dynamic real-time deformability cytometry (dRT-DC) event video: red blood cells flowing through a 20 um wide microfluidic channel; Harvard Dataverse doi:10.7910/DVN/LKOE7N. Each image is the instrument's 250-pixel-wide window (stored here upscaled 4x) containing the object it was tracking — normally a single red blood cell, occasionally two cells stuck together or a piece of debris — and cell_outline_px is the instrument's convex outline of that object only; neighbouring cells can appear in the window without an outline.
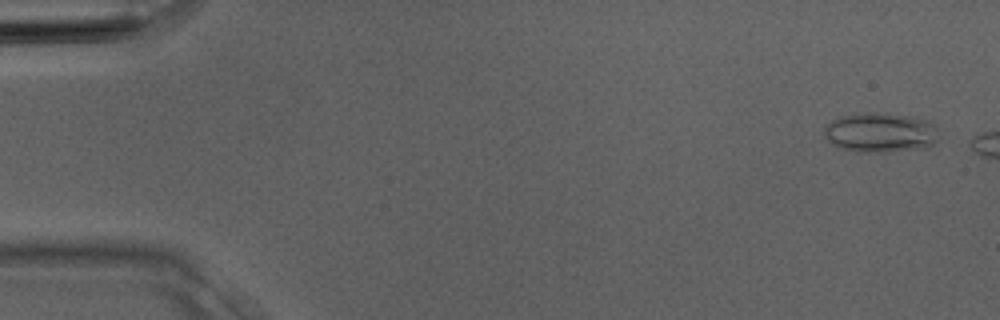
{"species": "Egyptian fruit bat (a non-hibernating species)", "species_latin": "Rousettus aegyptiacus", "temperature_condition": "room temperature", "stored_images_in_passage": 3, "camera_frame_rate_fps": 3000, "um_per_image_px": 0.085, "animal": {"sex": "male"}, "frame": {"image": 1, "passage_image": 1, "time_ms": 0.0, "image_size_px": [1000, 320], "cell_outline_px": [[936, 140], [928, 148], [888, 152], [860, 152], [844, 148], [832, 144], [824, 136], [824, 128], [832, 120], [840, 116], [876, 112], [912, 116], [928, 120], [936, 128]], "centroid_in_image_um": [74.84, 11.27], "position_along_channel_um": 10.2, "area_um2": 26.41}}